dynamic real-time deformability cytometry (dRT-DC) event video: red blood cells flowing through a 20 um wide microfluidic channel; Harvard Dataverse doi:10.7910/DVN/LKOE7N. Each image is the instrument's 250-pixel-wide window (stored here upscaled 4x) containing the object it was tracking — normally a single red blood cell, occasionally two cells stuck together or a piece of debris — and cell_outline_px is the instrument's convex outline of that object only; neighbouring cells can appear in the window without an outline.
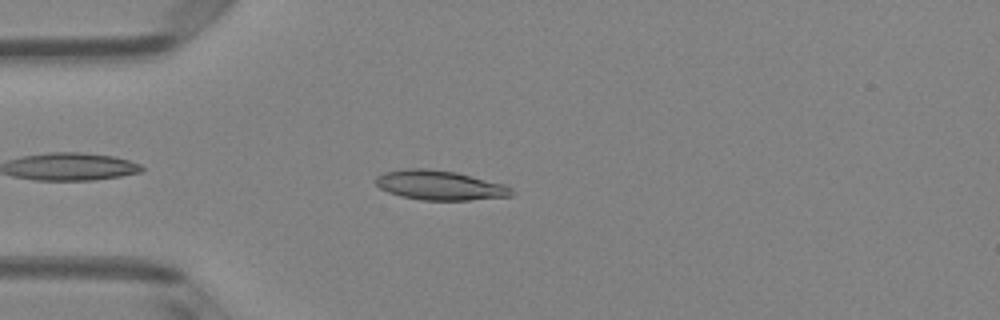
{"species": "Egyptian fruit bat (a non-hibernating species)", "species_latin": "Rousettus aegyptiacus", "temperature_condition": "room temperature", "stored_images_in_passage": 42, "camera_frame_rate_fps": 3000, "um_per_image_px": 0.085, "animal": {"sex": "female"}, "frame": {"image": 1, "passage_image": 5, "time_ms": 1.333, "image_size_px": [1000, 320], "cell_outline_px": [[512, 196], [468, 200], [420, 200], [400, 196], [388, 192], [380, 188], [376, 184], [376, 176], [384, 172], [408, 168], [428, 168], [456, 172], [504, 184], [512, 188]], "centroid_in_image_um": [37.36, 15.74], "position_along_channel_um": 47.6, "area_um2": 23.41}}
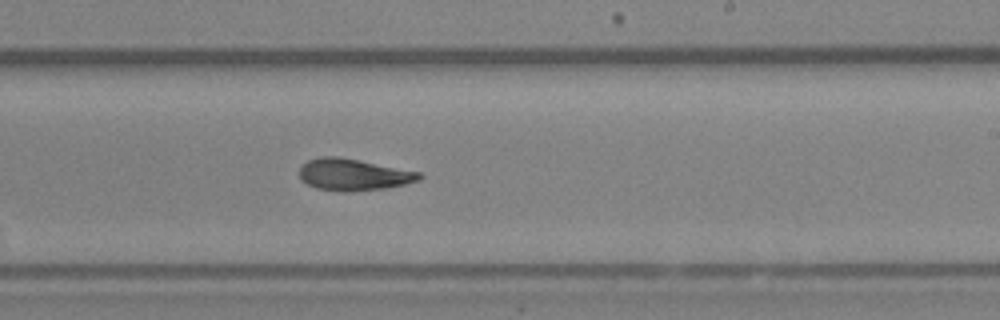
{"frame": {"image": 2, "passage_image": 22, "time_ms": 7.0, "image_size_px": [1000, 320], "cell_outline_px": [[424, 176], [420, 180], [404, 184], [384, 188], [316, 188], [300, 180], [300, 168], [308, 160], [324, 156], [336, 156], [420, 172]], "centroid_in_image_um": [30.06, 14.79], "position_along_channel_um": 258.9, "area_um2": 20.87}}
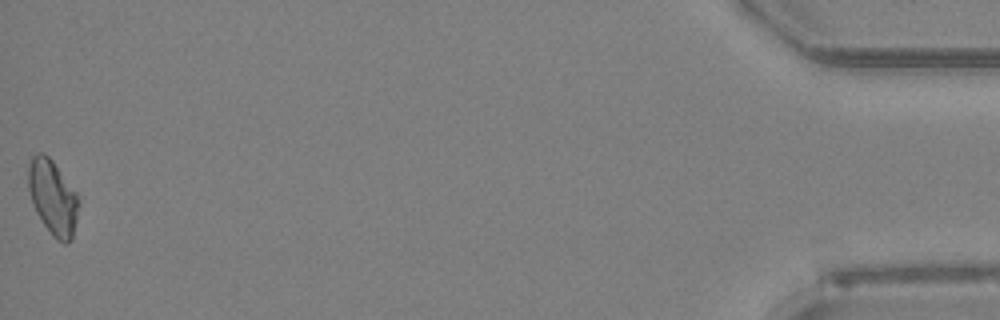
{"frame": {"image": 3, "passage_image": 42, "time_ms": 13.667, "image_size_px": [1000, 320], "cell_outline_px": [[80, 204], [72, 240], [68, 244], [64, 244], [56, 240], [52, 236], [36, 212], [28, 188], [28, 168], [32, 156], [36, 152], [44, 152], [52, 160], [76, 192]], "centroid_in_image_um": [4.5, 16.8], "position_along_channel_um": 430.7, "area_um2": 22.02}, "authors_computed_cell_mechanics": {"area_um2": 22.0507, "velocity_mm_per_s": 4.0134, "shape_relaxation_time_tau1_ms": 9.7262, "shape_relaxation_time_tau2_ms": 2.5577, "deformation_change_tau1": 0.2205, "deformation_change_tau2": 0.0831}}